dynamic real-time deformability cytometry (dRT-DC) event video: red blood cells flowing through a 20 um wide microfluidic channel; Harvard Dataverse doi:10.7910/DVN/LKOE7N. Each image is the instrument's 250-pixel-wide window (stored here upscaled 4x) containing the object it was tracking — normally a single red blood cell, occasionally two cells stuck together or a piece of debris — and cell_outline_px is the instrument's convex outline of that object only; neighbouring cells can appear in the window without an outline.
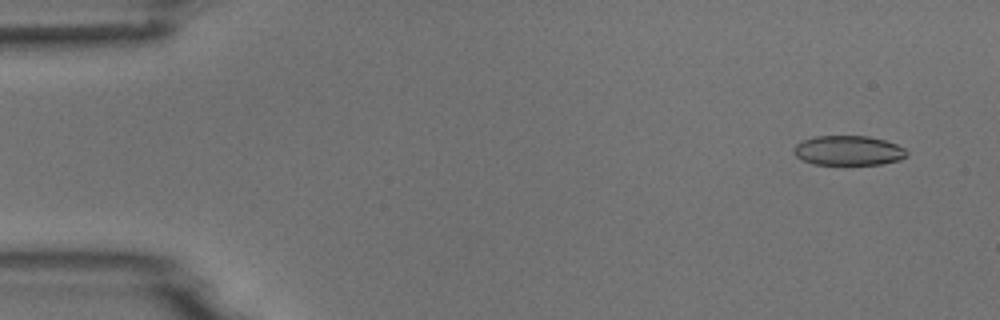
{"species": "common noctule bat (a hibernating species)", "species_latin": "Nyctalus noctula", "temperature_condition": "room temperature", "stored_images_in_passage": 8, "camera_frame_rate_fps": 3000, "um_per_image_px": 0.085, "animal": {"sex": "male", "body_mass_g": 18.8}, "frame": {"image": 1, "passage_image": 1, "time_ms": 0.0, "image_size_px": [1000, 320], "cell_outline_px": [[908, 156], [900, 160], [880, 164], [812, 164], [796, 156], [792, 148], [796, 144], [804, 140], [816, 136], [868, 136], [884, 140], [896, 144], [904, 148], [908, 152]], "centroid_in_image_um": [72.13, 12.79], "position_along_channel_um": 12.9, "area_um2": 19.48}}